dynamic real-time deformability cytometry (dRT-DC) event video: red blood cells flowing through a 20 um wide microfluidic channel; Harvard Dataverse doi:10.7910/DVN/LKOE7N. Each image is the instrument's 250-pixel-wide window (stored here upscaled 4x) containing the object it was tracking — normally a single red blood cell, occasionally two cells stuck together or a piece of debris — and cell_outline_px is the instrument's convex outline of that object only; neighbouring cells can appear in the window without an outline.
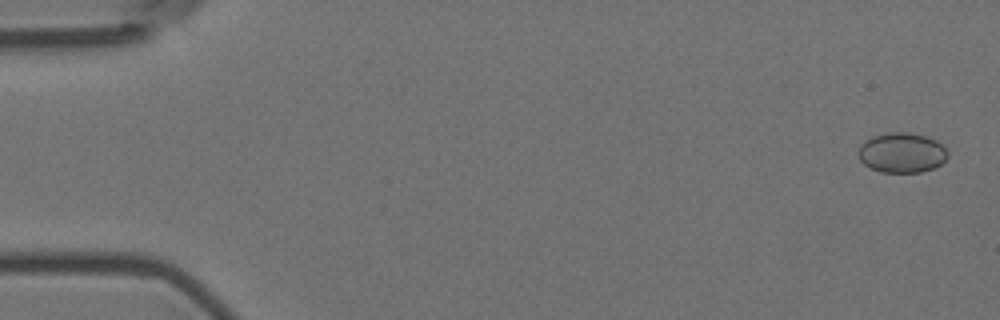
{"species": "Egyptian fruit bat (a non-hibernating species)", "species_latin": "Rousettus aegyptiacus", "temperature_condition": "room temperature", "stored_images_in_passage": 57, "camera_frame_rate_fps": 3000, "um_per_image_px": 0.085, "animal": {"sex": "female"}, "frame": {"image": 1, "passage_image": 2, "time_ms": 0.333, "image_size_px": [1000, 320], "cell_outline_px": [[948, 156], [940, 164], [932, 168], [920, 172], [880, 172], [864, 164], [860, 160], [856, 152], [860, 144], [864, 140], [872, 136], [888, 132], [904, 132], [924, 136], [936, 140], [944, 144], [948, 152]], "centroid_in_image_um": [76.63, 12.97], "position_along_channel_um": 8.4, "area_um2": 20.98}}
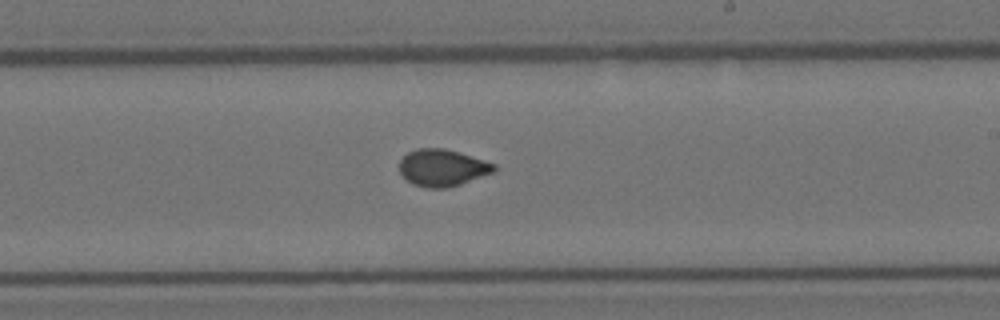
{"frame": {"image": 2, "passage_image": 34, "time_ms": 11.0, "image_size_px": [1000, 320], "cell_outline_px": [[496, 168], [492, 172], [460, 184], [444, 188], [428, 188], [412, 184], [400, 172], [400, 160], [408, 152], [416, 148], [444, 148], [460, 152], [496, 164]], "centroid_in_image_um": [37.59, 14.24], "position_along_channel_um": 251.4, "area_um2": 20.17}}
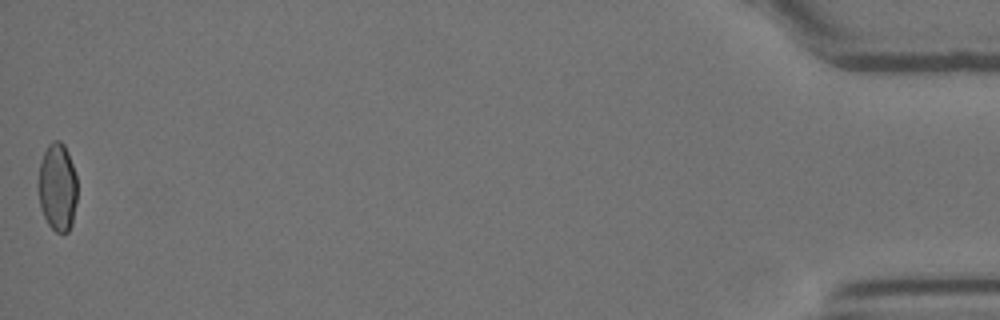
{"frame": {"image": 3, "passage_image": 57, "time_ms": 18.667, "image_size_px": [1000, 320], "cell_outline_px": [[76, 204], [72, 224], [68, 232], [56, 232], [48, 224], [40, 208], [40, 164], [44, 152], [48, 144], [52, 140], [60, 140], [64, 144], [68, 152], [76, 176]], "centroid_in_image_um": [4.91, 15.9], "position_along_channel_um": 430.3, "area_um2": 19.65}, "authors_computed_cell_mechanics": {"area_um2": 20.1722, "velocity_mm_per_s": 3.5883, "shape_relaxation_time_tau1_ms": 7.779, "shape_relaxation_time_tau2_ms": null, "deformation_change_tau1": 0.1447, "deformation_change_tau2": null}}